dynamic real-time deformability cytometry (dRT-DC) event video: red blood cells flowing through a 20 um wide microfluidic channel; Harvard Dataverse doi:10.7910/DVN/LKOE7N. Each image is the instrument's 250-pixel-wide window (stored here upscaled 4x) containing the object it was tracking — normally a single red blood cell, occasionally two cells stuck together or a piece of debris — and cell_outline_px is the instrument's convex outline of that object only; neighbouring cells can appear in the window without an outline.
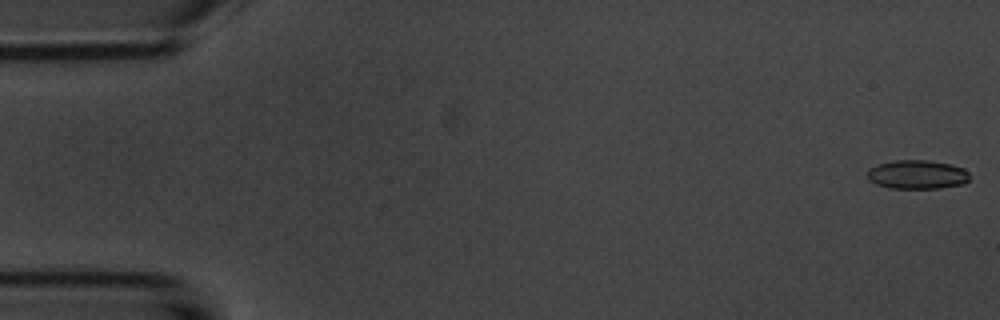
{"species": "common noctule bat (a hibernating species)", "species_latin": "Nyctalus noctula", "temperature_condition": "room temperature", "stored_images_in_passage": 54, "camera_frame_rate_fps": 3000, "um_per_image_px": 0.085, "animal": {"sex": "male", "body_mass_g": 20.1, "forearm_length_mm": 53.5}, "frame": {"image": 1, "passage_image": 1, "time_ms": 0.0, "image_size_px": [1000, 320], "cell_outline_px": [[968, 180], [964, 184], [940, 188], [888, 188], [876, 184], [868, 180], [868, 168], [880, 164], [896, 160], [928, 160], [952, 164], [964, 168], [968, 172]], "centroid_in_image_um": [77.97, 14.83], "position_along_channel_um": 7.0, "area_um2": 17.28}}
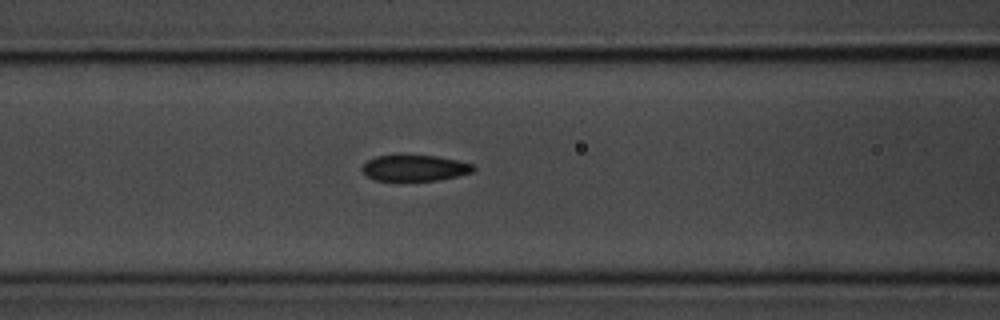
{"frame": {"image": 2, "passage_image": 22, "time_ms": 7.0, "image_size_px": [1000, 320], "cell_outline_px": [[476, 168], [472, 172], [456, 176], [436, 180], [376, 180], [368, 176], [360, 168], [368, 160], [376, 156], [404, 152], [436, 156], [456, 160], [472, 164]], "centroid_in_image_um": [35.21, 14.22], "position_along_channel_um": 131.4, "area_um2": 17.28}}
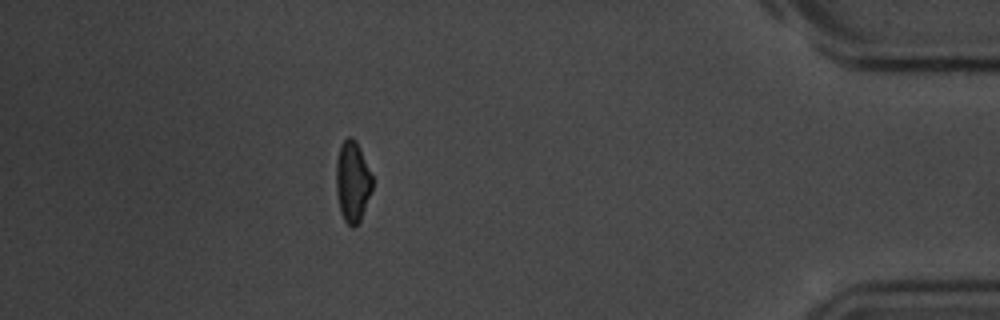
{"frame": {"image": 3, "passage_image": 48, "time_ms": 15.667, "image_size_px": [1000, 320], "cell_outline_px": [[372, 188], [360, 220], [352, 228], [344, 220], [340, 212], [336, 192], [336, 160], [340, 148], [344, 140], [348, 136], [352, 136], [356, 140], [360, 148], [372, 176]], "centroid_in_image_um": [29.94, 15.42], "position_along_channel_um": 405.3, "area_um2": 16.94}, "authors_computed_cell_mechanics": {"area_um2": 17.6579, "velocity_mm_per_s": 3.7183, "shape_relaxation_time_tau1_ms": 4.224, "shape_relaxation_time_tau2_ms": 4.4744, "deformation_change_tau1": 0.0926, "deformation_change_tau2": 0.0755}}